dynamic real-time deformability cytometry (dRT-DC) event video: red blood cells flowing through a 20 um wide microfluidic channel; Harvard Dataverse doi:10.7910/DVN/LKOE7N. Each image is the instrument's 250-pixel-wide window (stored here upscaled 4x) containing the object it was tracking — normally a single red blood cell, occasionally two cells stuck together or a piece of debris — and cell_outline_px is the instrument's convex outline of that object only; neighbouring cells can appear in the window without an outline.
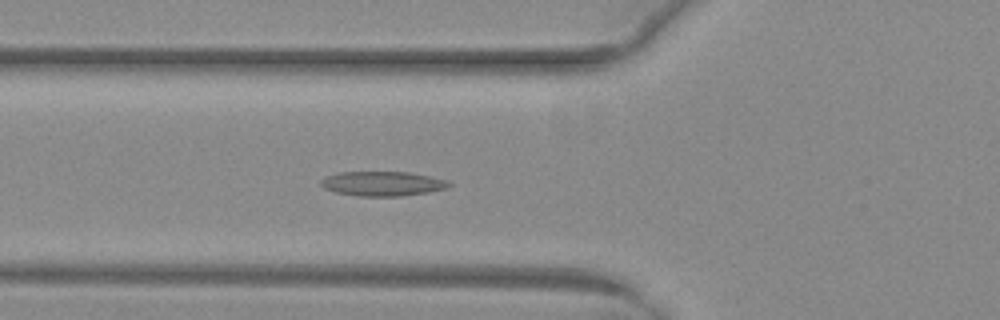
{"species": "common noctule bat (a hibernating species)", "species_latin": "Nyctalus noctula", "temperature_condition": "warm", "stored_images_in_passage": 52, "camera_frame_rate_fps": 3000, "um_per_image_px": 0.085, "animal": {"sex": "female", "body_mass_g": 29.2, "forearm_length_mm": 56.3}, "frame": {"image": 1, "passage_image": 20, "time_ms": 6.333, "image_size_px": [1000, 320], "cell_outline_px": [[452, 184], [448, 188], [428, 192], [400, 196], [356, 196], [336, 192], [324, 188], [320, 184], [320, 180], [324, 176], [340, 172], [408, 172], [448, 180]], "centroid_in_image_um": [32.5, 15.61], "position_along_channel_um": 93.3, "area_um2": 18.38}}
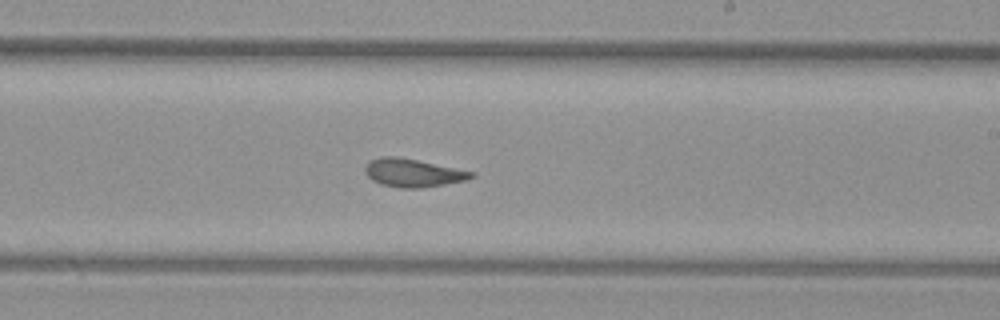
{"frame": {"image": 2, "passage_image": 32, "time_ms": 10.333, "image_size_px": [1000, 320], "cell_outline_px": [[476, 176], [468, 180], [420, 188], [400, 188], [380, 184], [372, 180], [364, 172], [364, 168], [368, 160], [380, 156], [396, 156], [476, 172]], "centroid_in_image_um": [35.08, 14.69], "position_along_channel_um": 253.9, "area_um2": 17.57}}
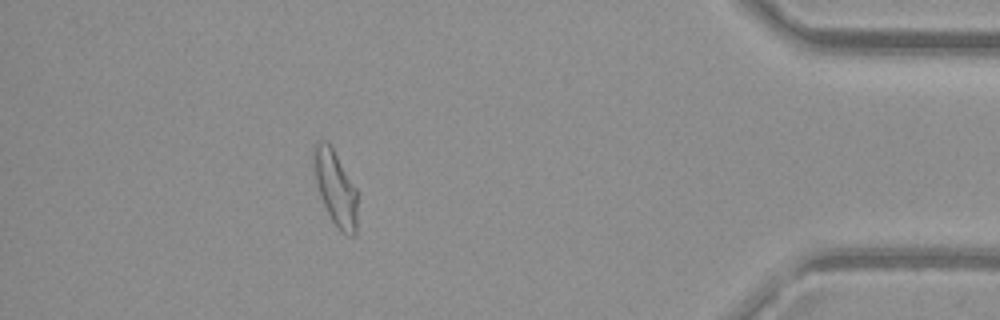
{"frame": {"image": 3, "passage_image": 47, "time_ms": 15.333, "image_size_px": [1000, 320], "cell_outline_px": [[356, 232], [352, 236], [348, 236], [340, 232], [332, 220], [320, 196], [316, 180], [312, 160], [312, 148], [320, 140], [328, 140], [356, 188]], "centroid_in_image_um": [28.49, 15.94], "position_along_channel_um": 406.7, "area_um2": 18.96}, "authors_computed_cell_mechanics": {"area_um2": 18.5827, "velocity_mm_per_s": 4.0155, "shape_relaxation_time_tau1_ms": null, "shape_relaxation_time_tau2_ms": 2.3509, "deformation_change_tau1": null, "deformation_change_tau2": 0.0859}}